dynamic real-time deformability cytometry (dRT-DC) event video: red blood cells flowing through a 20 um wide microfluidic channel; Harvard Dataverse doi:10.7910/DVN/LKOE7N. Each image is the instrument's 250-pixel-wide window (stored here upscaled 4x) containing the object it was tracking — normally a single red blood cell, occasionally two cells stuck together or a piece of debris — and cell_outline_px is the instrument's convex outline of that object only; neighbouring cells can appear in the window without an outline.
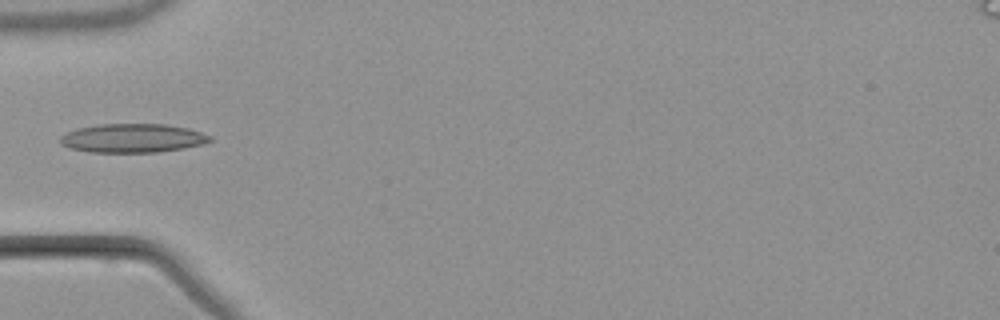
{"species": "common noctule bat (a hibernating species)", "species_latin": "Nyctalus noctula", "temperature_condition": "warm", "stored_images_in_passage": 7, "camera_frame_rate_fps": 3000, "um_per_image_px": 0.085, "animal": {"sex": "male", "body_mass_g": 21.5, "forearm_length_mm": 52.0}, "frame": {"image": 1, "passage_image": 6, "time_ms": 6.0, "image_size_px": [1000, 320], "cell_outline_px": [[212, 140], [204, 144], [184, 148], [156, 152], [88, 152], [68, 148], [60, 144], [60, 136], [64, 132], [76, 128], [100, 124], [164, 124], [188, 128], [212, 136]], "centroid_in_image_um": [11.23, 11.74], "position_along_channel_um": 73.8, "area_um2": 25.37}}
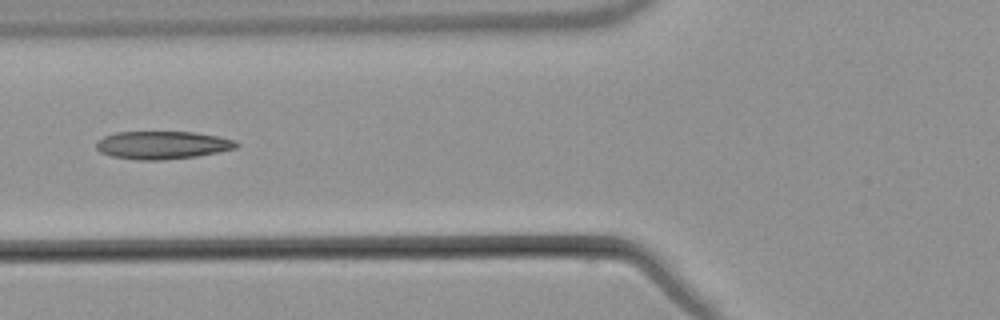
{"frame": {"image": 2, "passage_image": 7, "time_ms": 7.0, "image_size_px": [1000, 320], "cell_outline_px": [[240, 144], [236, 148], [220, 152], [196, 156], [160, 160], [136, 160], [112, 156], [100, 152], [96, 148], [96, 140], [104, 136], [116, 132], [192, 132], [216, 136], [236, 140]], "centroid_in_image_um": [13.79, 12.33], "position_along_channel_um": 112.0, "area_um2": 22.83}}